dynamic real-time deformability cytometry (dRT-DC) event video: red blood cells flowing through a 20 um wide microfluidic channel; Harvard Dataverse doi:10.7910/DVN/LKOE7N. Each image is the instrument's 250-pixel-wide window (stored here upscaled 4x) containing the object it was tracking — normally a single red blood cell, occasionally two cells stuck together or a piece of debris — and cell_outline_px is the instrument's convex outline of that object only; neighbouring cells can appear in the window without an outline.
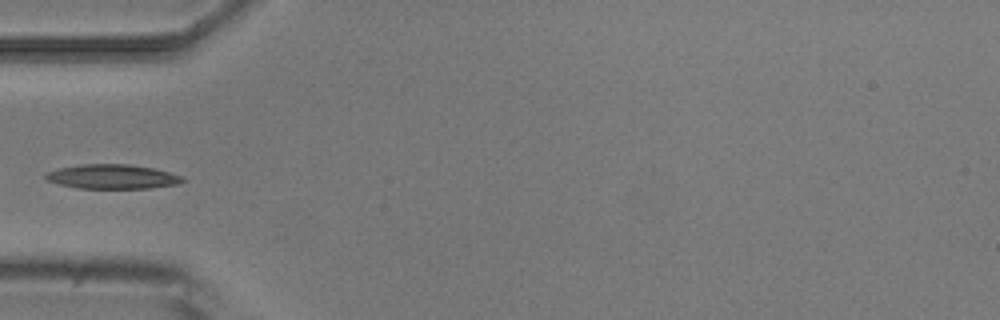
{"species": "common noctule bat (a hibernating species)", "species_latin": "Nyctalus noctula", "temperature_condition": "room temperature", "stored_images_in_passage": 7, "camera_frame_rate_fps": 3000, "um_per_image_px": 0.085, "animal": {"sex": "male", "body_mass_g": 20.5, "forearm_length_mm": 52.5}, "frame": {"image": 1, "passage_image": 6, "time_ms": 5.667, "image_size_px": [1000, 320], "cell_outline_px": [[188, 180], [180, 184], [148, 188], [76, 188], [44, 180], [44, 176], [48, 172], [60, 168], [84, 164], [128, 164], [152, 168], [184, 176]], "centroid_in_image_um": [9.59, 15.02], "position_along_channel_um": 75.4, "area_um2": 19.48}}
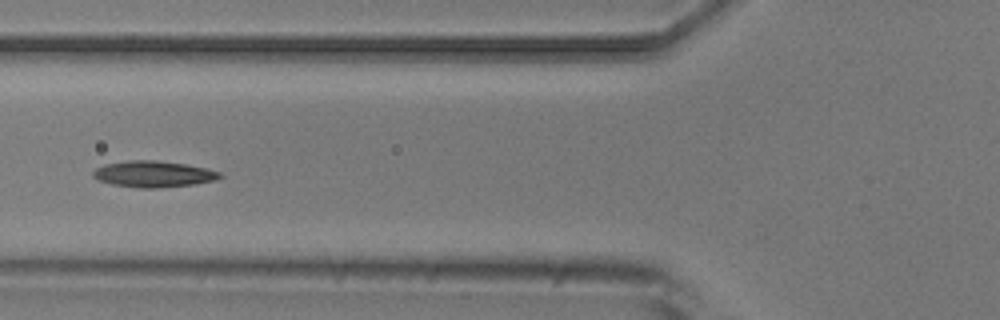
{"frame": {"image": 2, "passage_image": 7, "time_ms": 6.667, "image_size_px": [1000, 320], "cell_outline_px": [[224, 176], [216, 180], [196, 184], [156, 188], [140, 188], [112, 184], [96, 180], [92, 176], [92, 172], [96, 168], [104, 164], [128, 160], [152, 160], [184, 164], [204, 168], [220, 172]], "centroid_in_image_um": [13.01, 14.8], "position_along_channel_um": 112.8, "area_um2": 19.42}}